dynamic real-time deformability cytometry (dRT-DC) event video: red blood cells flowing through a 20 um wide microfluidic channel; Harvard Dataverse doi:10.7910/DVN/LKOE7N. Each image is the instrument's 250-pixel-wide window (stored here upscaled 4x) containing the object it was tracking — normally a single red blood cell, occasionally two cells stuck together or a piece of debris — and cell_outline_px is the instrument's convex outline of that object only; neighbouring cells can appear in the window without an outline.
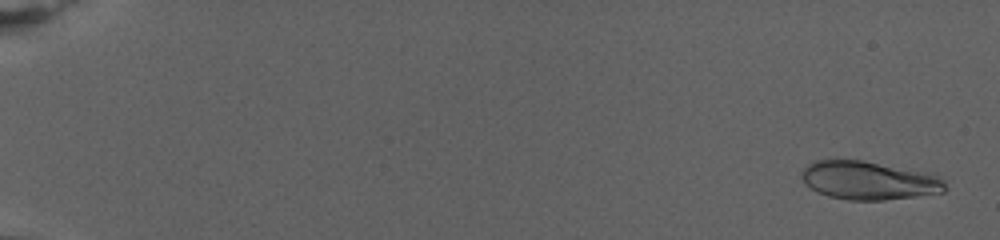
{"species": "human", "species_latin": "Homo sapiens", "temperature_condition": "warm", "stored_images_in_passage": 78, "camera_frame_rate_fps": 3000, "um_per_image_px": 0.085, "donor": {"sex": "female"}, "frame": {"image": 1, "passage_image": 3, "time_ms": 0.667, "image_size_px": [1000, 240], "cell_outline_px": [[944, 192], [884, 200], [848, 200], [828, 196], [812, 188], [800, 176], [800, 172], [812, 160], [860, 160], [928, 172], [944, 180]], "centroid_in_image_um": [73.83, 15.33], "position_along_channel_um": 11.2, "area_um2": 31.79}}
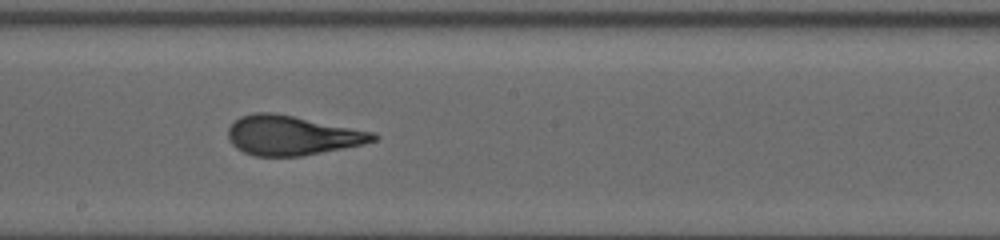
{"frame": {"image": 2, "passage_image": 47, "time_ms": 15.333, "image_size_px": [1000, 240], "cell_outline_px": [[380, 136], [376, 140], [364, 144], [344, 148], [300, 156], [256, 156], [244, 152], [236, 148], [232, 144], [228, 136], [228, 128], [240, 116], [256, 112], [272, 112], [372, 132]], "centroid_in_image_um": [24.8, 11.51], "position_along_channel_um": 223.4, "area_um2": 33.0}}
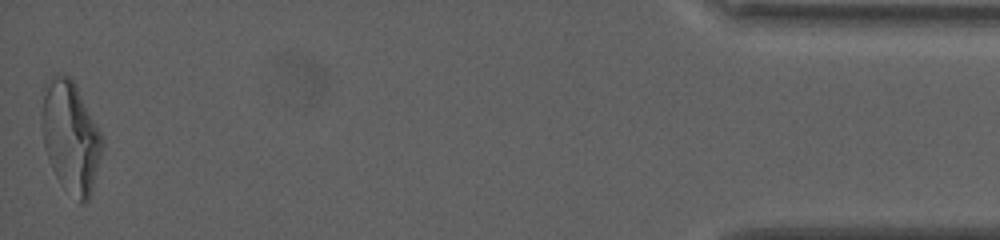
{"frame": {"image": 3, "passage_image": 78, "time_ms": 25.667, "image_size_px": [1000, 240], "cell_outline_px": [[104, 148], [92, 192], [88, 200], [84, 204], [80, 204], [56, 176], [52, 168], [44, 148], [40, 116], [44, 84], [56, 72], [68, 76], [72, 80], [104, 136]], "centroid_in_image_um": [6.01, 11.62], "position_along_channel_um": 429.2, "area_um2": 39.71}, "authors_computed_cell_mechanics": {"area_um2": 32.946, "velocity_mm_per_s": 2.7476, "shape_relaxation_time_tau1_ms": 9.0844, "shape_relaxation_time_tau2_ms": 1.1689, "deformation_change_tau1": 0.2804, "deformation_change_tau2": 0.0955}}